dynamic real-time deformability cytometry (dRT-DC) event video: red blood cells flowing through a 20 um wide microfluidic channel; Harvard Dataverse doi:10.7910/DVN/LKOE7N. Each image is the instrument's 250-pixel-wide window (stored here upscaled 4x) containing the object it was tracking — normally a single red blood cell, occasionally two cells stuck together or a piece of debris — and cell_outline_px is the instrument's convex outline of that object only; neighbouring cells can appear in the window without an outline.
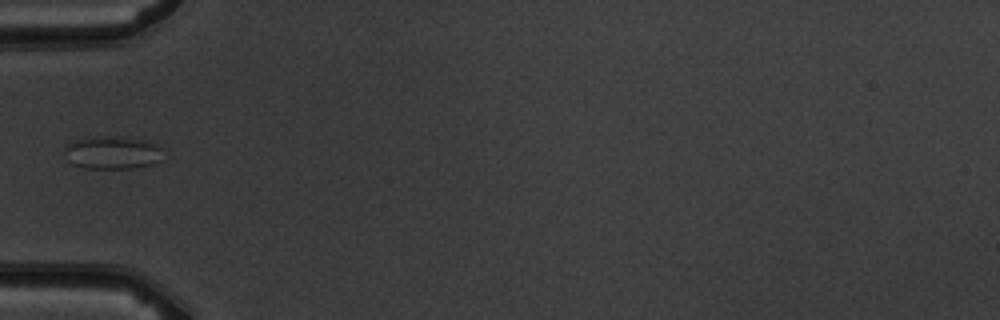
{"species": "common noctule bat (a hibernating species)", "species_latin": "Nyctalus noctula", "temperature_condition": "warm", "stored_images_in_passage": 5, "camera_frame_rate_fps": 3000, "um_per_image_px": 0.085, "animal": {"sex": "male", "body_mass_g": 19.5, "forearm_length_mm": 54.6}, "frame": {"image": 1, "passage_image": 5, "time_ms": 4.333, "image_size_px": [1000, 320], "cell_outline_px": [[160, 160], [152, 164], [132, 168], [84, 168], [72, 164], [64, 156], [64, 144], [76, 140], [104, 136], [128, 136], [144, 140], [156, 144], [160, 148]], "centroid_in_image_um": [9.5, 12.96], "position_along_channel_um": 75.5, "area_um2": 18.96}}